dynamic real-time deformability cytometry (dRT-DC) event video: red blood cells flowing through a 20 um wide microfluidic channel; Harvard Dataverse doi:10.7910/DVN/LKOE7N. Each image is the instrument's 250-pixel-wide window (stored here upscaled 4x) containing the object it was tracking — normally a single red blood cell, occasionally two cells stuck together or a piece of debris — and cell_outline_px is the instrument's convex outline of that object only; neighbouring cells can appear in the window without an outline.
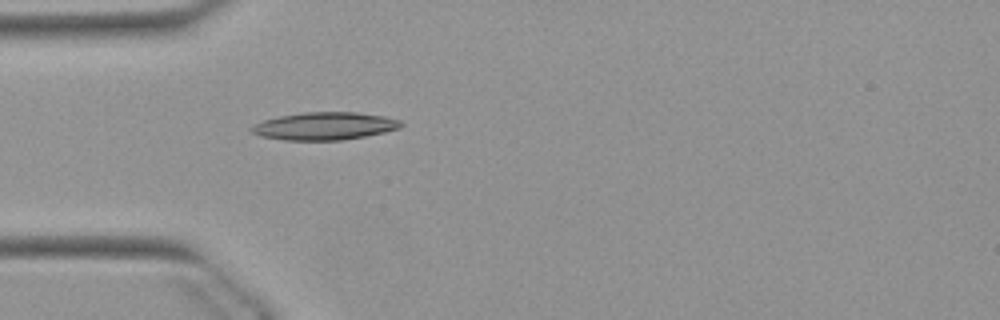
{"species": "Egyptian fruit bat (a non-hibernating species)", "species_latin": "Rousettus aegyptiacus", "temperature_condition": "warm", "stored_images_in_passage": 38, "camera_frame_rate_fps": 3000, "um_per_image_px": 0.085, "animal": {"sex": "female"}, "frame": {"image": 1, "passage_image": 1, "time_ms": 0.0, "image_size_px": [1000, 320], "cell_outline_px": [[404, 124], [400, 128], [384, 132], [364, 136], [340, 140], [284, 140], [260, 136], [252, 132], [248, 128], [264, 120], [280, 116], [304, 112], [356, 112], [384, 116], [400, 120]], "centroid_in_image_um": [27.59, 10.71], "position_along_channel_um": 57.4, "area_um2": 23.99}}
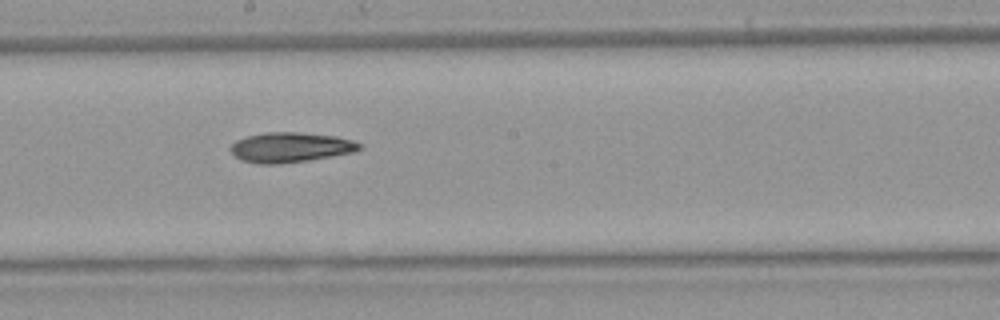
{"frame": {"image": 2, "passage_image": 14, "time_ms": 4.333, "image_size_px": [1000, 320], "cell_outline_px": [[364, 148], [356, 152], [308, 160], [276, 164], [260, 164], [240, 160], [228, 148], [236, 140], [248, 136], [264, 132], [296, 132], [336, 136], [352, 140], [364, 144]], "centroid_in_image_um": [24.73, 12.52], "position_along_channel_um": 223.5, "area_um2": 22.66}}
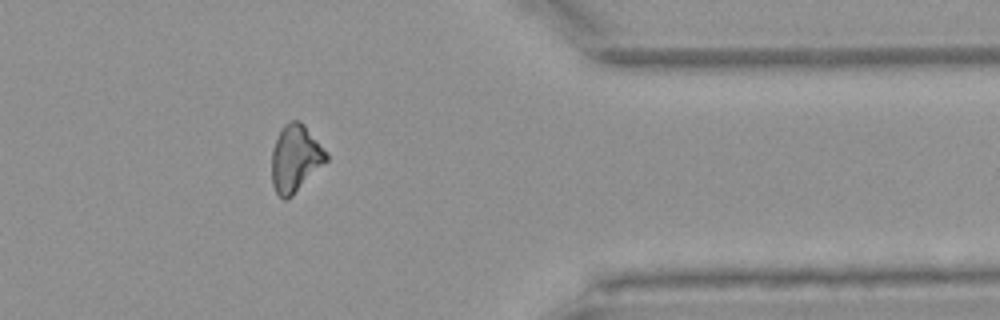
{"frame": {"image": 3, "passage_image": 28, "time_ms": 9.0, "image_size_px": [1000, 320], "cell_outline_px": [[328, 160], [288, 200], [284, 200], [276, 192], [272, 184], [272, 152], [280, 128], [288, 120], [300, 120], [304, 124], [328, 152]], "centroid_in_image_um": [25.11, 13.44], "position_along_channel_um": 386.3, "area_um2": 21.44}}